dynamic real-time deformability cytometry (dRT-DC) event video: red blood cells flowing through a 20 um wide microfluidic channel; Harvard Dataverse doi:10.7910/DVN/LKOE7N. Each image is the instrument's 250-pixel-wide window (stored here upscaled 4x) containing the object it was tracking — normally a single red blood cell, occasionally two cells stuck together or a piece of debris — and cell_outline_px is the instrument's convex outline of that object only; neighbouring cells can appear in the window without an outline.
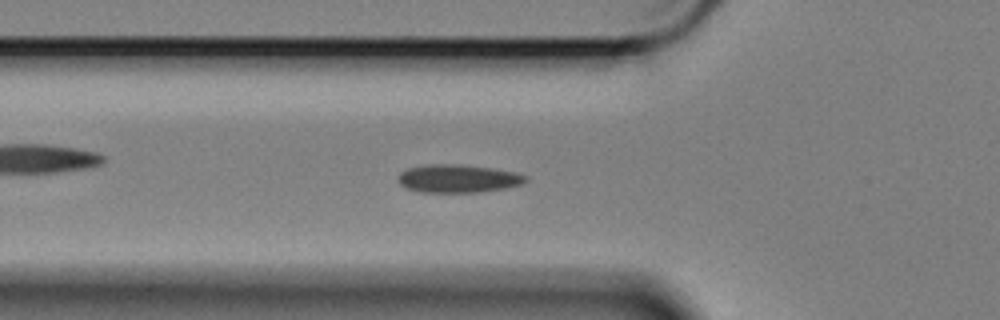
{"species": "Egyptian fruit bat (a non-hibernating species)", "species_latin": "Rousettus aegyptiacus", "temperature_condition": "cold", "stored_images_in_passage": 50, "camera_frame_rate_fps": 3000, "um_per_image_px": 0.085, "animal": {"sex": "female"}, "frame": {"image": 1, "passage_image": 10, "time_ms": 3.0, "image_size_px": [1000, 320], "cell_outline_px": [[528, 180], [524, 184], [504, 188], [480, 192], [420, 192], [408, 188], [400, 184], [396, 176], [400, 172], [408, 168], [428, 164], [460, 164], [492, 168], [516, 172], [528, 176]], "centroid_in_image_um": [38.95, 15.17], "position_along_channel_um": 86.8, "area_um2": 21.04}}
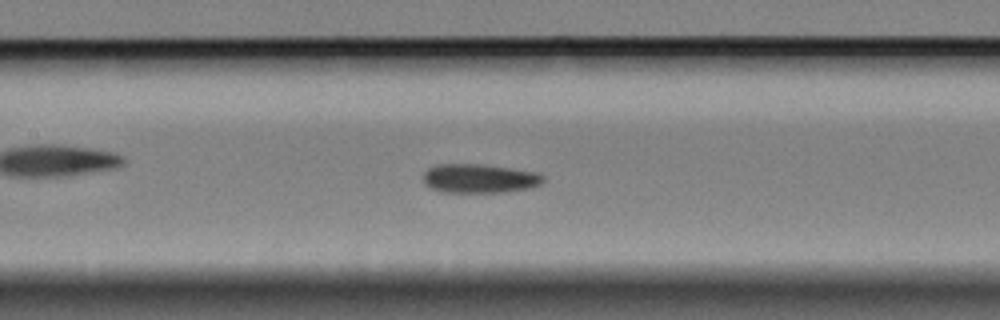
{"frame": {"image": 2, "passage_image": 17, "time_ms": 5.333, "image_size_px": [1000, 320], "cell_outline_px": [[544, 180], [540, 184], [528, 188], [504, 192], [440, 192], [424, 184], [424, 172], [428, 168], [440, 164], [476, 164], [508, 168], [536, 172], [544, 176]], "centroid_in_image_um": [40.72, 15.17], "position_along_channel_um": 166.7, "area_um2": 20.06}}
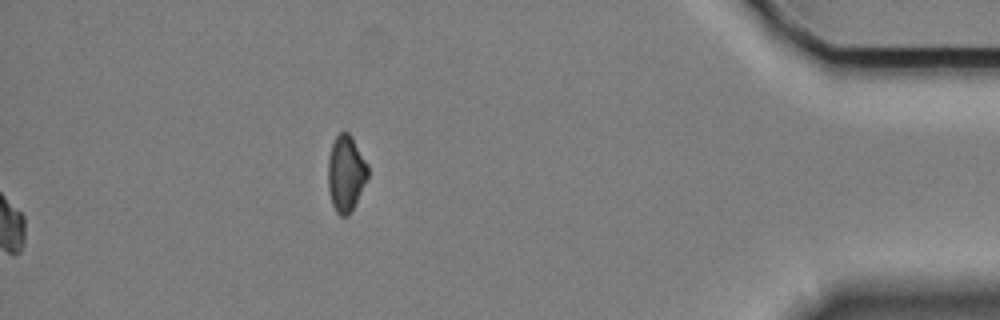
{"frame": {"image": 3, "passage_image": 50, "time_ms": 16.333, "image_size_px": [1000, 320], "cell_outline_px": [[368, 176], [348, 216], [340, 216], [336, 212], [332, 204], [328, 188], [328, 156], [332, 144], [336, 136], [340, 132], [348, 132], [352, 136], [368, 164]], "centroid_in_image_um": [29.39, 14.71], "position_along_channel_um": 405.8, "area_um2": 17.57}, "authors_computed_cell_mechanics": {"area_um2": 19.9121, "velocity_mm_per_s": 3.3827, "shape_relaxation_time_tau1_ms": 7.5137, "shape_relaxation_time_tau2_ms": 5.9404, "deformation_change_tau1": 0.1159, "deformation_change_tau2": 0.0852}}